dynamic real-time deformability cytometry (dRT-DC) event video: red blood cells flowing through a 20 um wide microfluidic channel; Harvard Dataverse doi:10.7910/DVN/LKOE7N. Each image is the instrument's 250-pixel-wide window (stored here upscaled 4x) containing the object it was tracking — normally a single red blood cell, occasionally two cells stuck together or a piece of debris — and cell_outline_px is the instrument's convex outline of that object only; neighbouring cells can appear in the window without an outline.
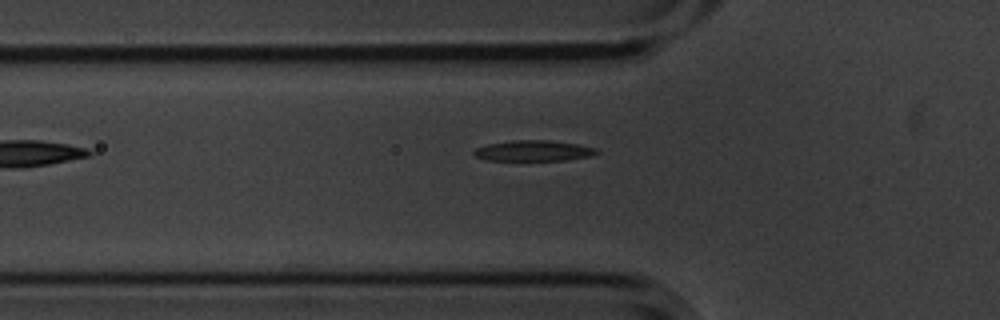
{"species": "common noctule bat (a hibernating species)", "species_latin": "Nyctalus noctula", "temperature_condition": "cold", "stored_images_in_passage": 4, "camera_frame_rate_fps": 3000, "um_per_image_px": 0.085, "animal": {"sex": "male", "body_mass_g": 20.1, "forearm_length_mm": 53.5}, "frame": {"image": 1, "passage_image": 3, "time_ms": 0.667, "image_size_px": [1000, 320], "cell_outline_px": [[600, 152], [592, 156], [564, 160], [484, 160], [476, 156], [472, 152], [476, 148], [488, 144], [512, 140], [548, 140], [576, 144], [596, 148]], "centroid_in_image_um": [45.35, 12.81], "position_along_channel_um": 80.5, "area_um2": 14.74}}
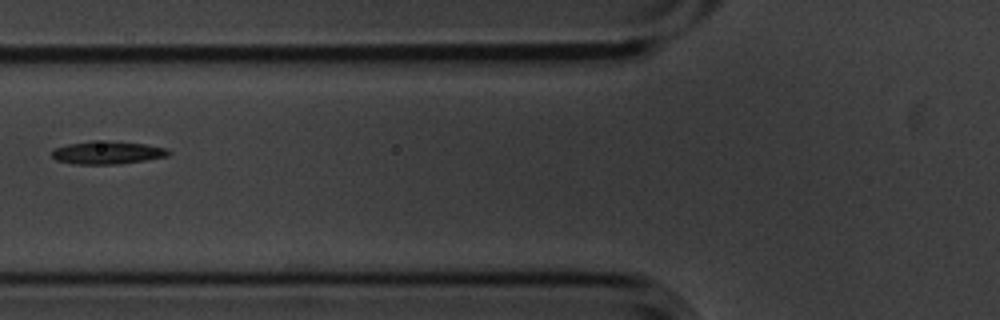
{"frame": {"image": 2, "passage_image": 4, "time_ms": 1.0, "image_size_px": [1000, 320], "cell_outline_px": [[172, 152], [168, 156], [144, 160], [116, 164], [76, 164], [56, 160], [52, 156], [52, 148], [68, 144], [92, 140], [108, 140], [144, 144], [168, 148]], "centroid_in_image_um": [9.12, 12.95], "position_along_channel_um": 116.7, "area_um2": 15.72}}